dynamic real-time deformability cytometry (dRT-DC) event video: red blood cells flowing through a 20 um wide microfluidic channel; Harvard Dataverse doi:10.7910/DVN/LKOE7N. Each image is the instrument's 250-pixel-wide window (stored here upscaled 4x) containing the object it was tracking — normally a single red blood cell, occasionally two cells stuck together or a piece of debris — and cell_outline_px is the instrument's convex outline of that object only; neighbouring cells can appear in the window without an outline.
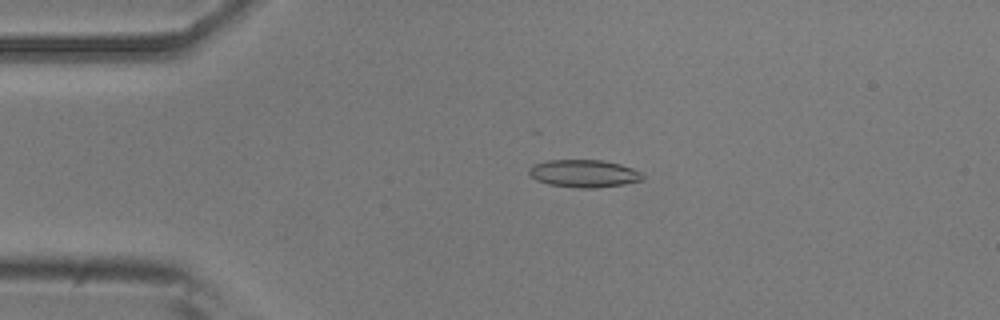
{"species": "common noctule bat (a hibernating species)", "species_latin": "Nyctalus noctula", "temperature_condition": "room temperature", "stored_images_in_passage": 52, "camera_frame_rate_fps": 3000, "um_per_image_px": 0.085, "animal": {"sex": "male", "body_mass_g": 20.5, "forearm_length_mm": 52.5}, "frame": {"image": 1, "passage_image": 11, "time_ms": 3.333, "image_size_px": [1000, 320], "cell_outline_px": [[644, 180], [624, 184], [596, 188], [580, 188], [548, 184], [536, 180], [528, 172], [528, 168], [532, 164], [548, 160], [604, 160], [620, 164], [632, 168], [640, 172], [644, 176]], "centroid_in_image_um": [49.63, 14.74], "position_along_channel_um": 35.4, "area_um2": 18.38}}
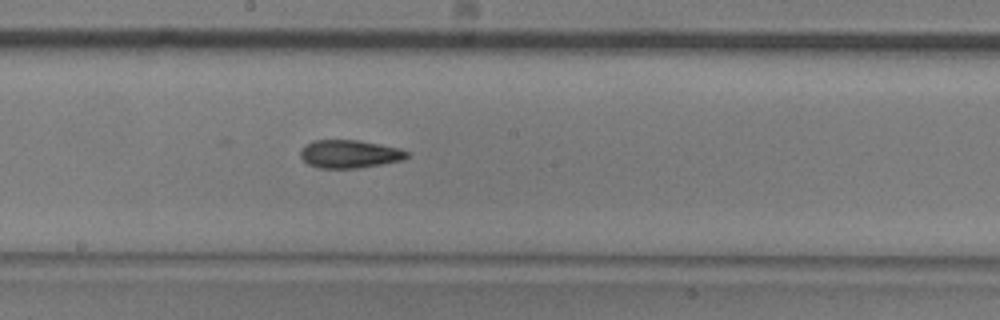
{"frame": {"image": 2, "passage_image": 28, "time_ms": 9.0, "image_size_px": [1000, 320], "cell_outline_px": [[408, 156], [404, 160], [360, 168], [320, 168], [308, 164], [300, 156], [300, 148], [312, 140], [360, 140], [400, 148], [408, 152]], "centroid_in_image_um": [29.71, 13.08], "position_along_channel_um": 218.5, "area_um2": 17.57}}
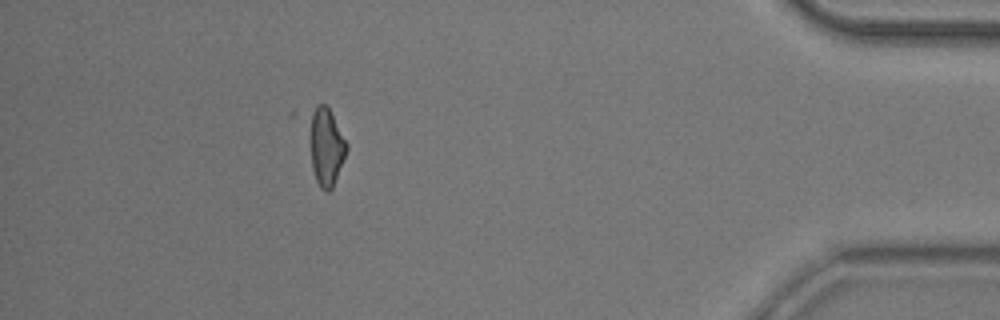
{"frame": {"image": 3, "passage_image": 47, "time_ms": 15.333, "image_size_px": [1000, 320], "cell_outline_px": [[348, 148], [332, 188], [328, 192], [324, 192], [320, 188], [316, 180], [312, 168], [304, 116], [316, 104], [324, 104], [328, 108], [348, 144]], "centroid_in_image_um": [27.61, 12.38], "position_along_channel_um": 407.6, "area_um2": 17.69}, "authors_computed_cell_mechanics": {"area_um2": 17.6868, "velocity_mm_per_s": 3.8192, "shape_relaxation_time_tau1_ms": null, "shape_relaxation_time_tau2_ms": 4.0957, "deformation_change_tau1": null, "deformation_change_tau2": 0.1303}}